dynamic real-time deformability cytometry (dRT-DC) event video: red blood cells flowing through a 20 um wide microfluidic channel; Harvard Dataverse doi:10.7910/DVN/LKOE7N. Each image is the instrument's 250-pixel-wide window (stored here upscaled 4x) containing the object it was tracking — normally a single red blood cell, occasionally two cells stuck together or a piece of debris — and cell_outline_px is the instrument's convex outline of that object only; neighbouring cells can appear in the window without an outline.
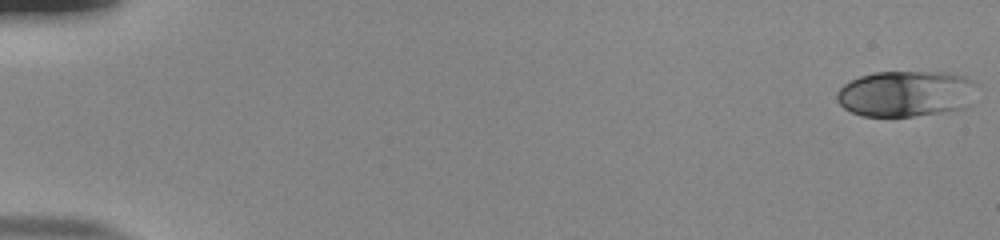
{"species": "human", "species_latin": "Homo sapiens", "temperature_condition": "room temperature", "stored_images_in_passage": 54, "camera_frame_rate_fps": 3000, "um_per_image_px": 0.085, "donor": {"sex": "male"}, "frame": {"image": 1, "passage_image": 1, "time_ms": 0.0, "image_size_px": [1000, 240], "cell_outline_px": [[976, 84], [972, 104], [964, 108], [944, 112], [912, 116], [860, 116], [844, 108], [836, 100], [836, 92], [844, 84], [860, 76], [876, 72], [952, 72], [976, 80]], "centroid_in_image_um": [77.05, 7.96], "position_along_channel_um": 8.0, "area_um2": 38.03}}
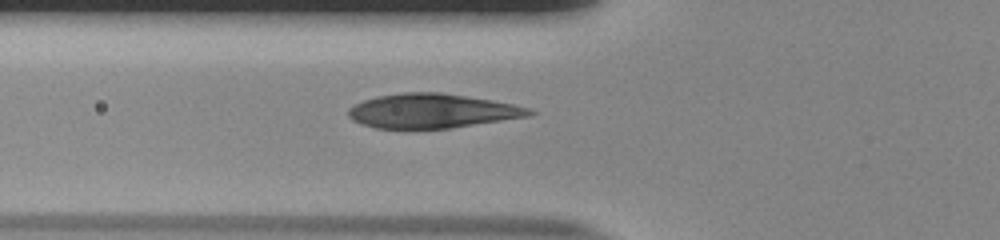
{"frame": {"image": 2, "passage_image": 21, "time_ms": 6.667, "image_size_px": [1000, 240], "cell_outline_px": [[536, 112], [528, 116], [448, 128], [408, 132], [376, 128], [360, 124], [352, 120], [348, 116], [348, 108], [364, 100], [376, 96], [404, 92], [440, 92], [492, 100], [512, 104], [528, 108]], "centroid_in_image_um": [36.62, 9.46], "position_along_channel_um": 89.2, "area_um2": 36.88}}
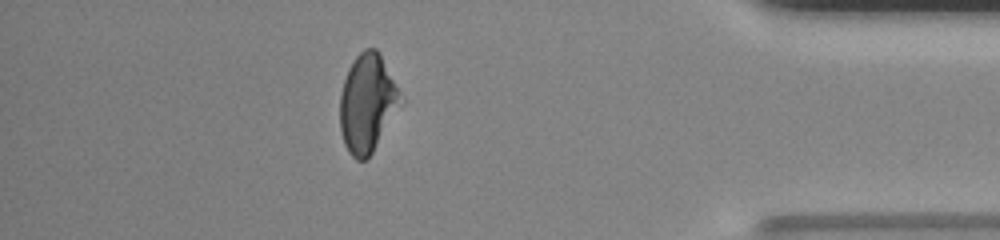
{"frame": {"image": 3, "passage_image": 48, "time_ms": 15.667, "image_size_px": [1000, 240], "cell_outline_px": [[404, 104], [368, 160], [356, 160], [348, 152], [344, 144], [340, 128], [340, 96], [344, 80], [348, 68], [356, 56], [364, 48], [376, 48], [380, 52], [404, 100]], "centroid_in_image_um": [31.26, 8.8], "position_along_channel_um": 403.9, "area_um2": 35.37}, "authors_computed_cell_mechanics": {"area_um2": 35.9516, "velocity_mm_per_s": 3.8712, "shape_relaxation_time_tau1_ms": 4.9179, "shape_relaxation_time_tau2_ms": 0.7129, "deformation_change_tau1": 0.1816, "deformation_change_tau2": 0.0519}}